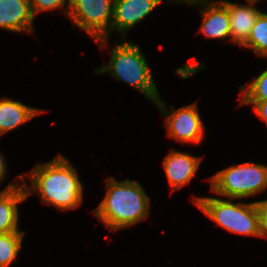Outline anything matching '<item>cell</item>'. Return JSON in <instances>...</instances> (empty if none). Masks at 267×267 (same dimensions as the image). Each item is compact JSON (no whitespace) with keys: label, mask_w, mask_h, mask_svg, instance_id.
<instances>
[{"label":"cell","mask_w":267,"mask_h":267,"mask_svg":"<svg viewBox=\"0 0 267 267\" xmlns=\"http://www.w3.org/2000/svg\"><path fill=\"white\" fill-rule=\"evenodd\" d=\"M28 177L31 187L26 185L23 175L17 177L24 183L27 198L36 191L43 204L53 205L60 211L76 209L83 202L82 182L64 156L58 155L50 162L35 165Z\"/></svg>","instance_id":"cell-1"},{"label":"cell","mask_w":267,"mask_h":267,"mask_svg":"<svg viewBox=\"0 0 267 267\" xmlns=\"http://www.w3.org/2000/svg\"><path fill=\"white\" fill-rule=\"evenodd\" d=\"M106 185V195L93 213L111 231L136 225L147 218L150 198L140 183L110 177Z\"/></svg>","instance_id":"cell-2"},{"label":"cell","mask_w":267,"mask_h":267,"mask_svg":"<svg viewBox=\"0 0 267 267\" xmlns=\"http://www.w3.org/2000/svg\"><path fill=\"white\" fill-rule=\"evenodd\" d=\"M107 65L97 68L96 73H107L137 89L153 103L161 97L154 84L148 62L137 44L130 41L117 43Z\"/></svg>","instance_id":"cell-3"},{"label":"cell","mask_w":267,"mask_h":267,"mask_svg":"<svg viewBox=\"0 0 267 267\" xmlns=\"http://www.w3.org/2000/svg\"><path fill=\"white\" fill-rule=\"evenodd\" d=\"M192 200L205 215L227 231L261 237L255 202L236 204L231 198L222 200L214 197H194Z\"/></svg>","instance_id":"cell-4"},{"label":"cell","mask_w":267,"mask_h":267,"mask_svg":"<svg viewBox=\"0 0 267 267\" xmlns=\"http://www.w3.org/2000/svg\"><path fill=\"white\" fill-rule=\"evenodd\" d=\"M211 191L231 199L254 196L267 188V166L246 162L222 169L209 178Z\"/></svg>","instance_id":"cell-5"},{"label":"cell","mask_w":267,"mask_h":267,"mask_svg":"<svg viewBox=\"0 0 267 267\" xmlns=\"http://www.w3.org/2000/svg\"><path fill=\"white\" fill-rule=\"evenodd\" d=\"M113 9L114 0H70L68 17L104 48L111 33Z\"/></svg>","instance_id":"cell-6"},{"label":"cell","mask_w":267,"mask_h":267,"mask_svg":"<svg viewBox=\"0 0 267 267\" xmlns=\"http://www.w3.org/2000/svg\"><path fill=\"white\" fill-rule=\"evenodd\" d=\"M156 106L165 118V128L169 137L179 142L198 144L204 138V125L200 118L197 102L183 106L178 110L171 106L170 111L166 109V102L161 97L156 101Z\"/></svg>","instance_id":"cell-7"},{"label":"cell","mask_w":267,"mask_h":267,"mask_svg":"<svg viewBox=\"0 0 267 267\" xmlns=\"http://www.w3.org/2000/svg\"><path fill=\"white\" fill-rule=\"evenodd\" d=\"M161 2L163 0H114L111 32L117 31L125 39L128 31L145 19Z\"/></svg>","instance_id":"cell-8"},{"label":"cell","mask_w":267,"mask_h":267,"mask_svg":"<svg viewBox=\"0 0 267 267\" xmlns=\"http://www.w3.org/2000/svg\"><path fill=\"white\" fill-rule=\"evenodd\" d=\"M201 157L178 150H171L163 160V167L172 191L187 185L196 174Z\"/></svg>","instance_id":"cell-9"},{"label":"cell","mask_w":267,"mask_h":267,"mask_svg":"<svg viewBox=\"0 0 267 267\" xmlns=\"http://www.w3.org/2000/svg\"><path fill=\"white\" fill-rule=\"evenodd\" d=\"M220 2L228 10L231 40L233 43L242 46L250 36L255 21L262 12L254 6L258 0H247L246 5L222 0Z\"/></svg>","instance_id":"cell-10"},{"label":"cell","mask_w":267,"mask_h":267,"mask_svg":"<svg viewBox=\"0 0 267 267\" xmlns=\"http://www.w3.org/2000/svg\"><path fill=\"white\" fill-rule=\"evenodd\" d=\"M193 5L201 7L202 23L198 32H202L209 39L229 38L231 40L228 10L220 1L200 2Z\"/></svg>","instance_id":"cell-11"},{"label":"cell","mask_w":267,"mask_h":267,"mask_svg":"<svg viewBox=\"0 0 267 267\" xmlns=\"http://www.w3.org/2000/svg\"><path fill=\"white\" fill-rule=\"evenodd\" d=\"M33 21L30 0H0V28L33 35Z\"/></svg>","instance_id":"cell-12"},{"label":"cell","mask_w":267,"mask_h":267,"mask_svg":"<svg viewBox=\"0 0 267 267\" xmlns=\"http://www.w3.org/2000/svg\"><path fill=\"white\" fill-rule=\"evenodd\" d=\"M27 198L24 185L10 182L0 192V234L16 232L18 228V204Z\"/></svg>","instance_id":"cell-13"},{"label":"cell","mask_w":267,"mask_h":267,"mask_svg":"<svg viewBox=\"0 0 267 267\" xmlns=\"http://www.w3.org/2000/svg\"><path fill=\"white\" fill-rule=\"evenodd\" d=\"M44 111L14 101L10 98L0 99V136L17 129L18 126L30 121Z\"/></svg>","instance_id":"cell-14"},{"label":"cell","mask_w":267,"mask_h":267,"mask_svg":"<svg viewBox=\"0 0 267 267\" xmlns=\"http://www.w3.org/2000/svg\"><path fill=\"white\" fill-rule=\"evenodd\" d=\"M254 50L255 54L267 58V13L257 17L247 41L241 46Z\"/></svg>","instance_id":"cell-15"},{"label":"cell","mask_w":267,"mask_h":267,"mask_svg":"<svg viewBox=\"0 0 267 267\" xmlns=\"http://www.w3.org/2000/svg\"><path fill=\"white\" fill-rule=\"evenodd\" d=\"M24 231L0 234V267H8L18 256Z\"/></svg>","instance_id":"cell-16"},{"label":"cell","mask_w":267,"mask_h":267,"mask_svg":"<svg viewBox=\"0 0 267 267\" xmlns=\"http://www.w3.org/2000/svg\"><path fill=\"white\" fill-rule=\"evenodd\" d=\"M244 86L239 87L241 101H266L267 100V70H263L255 80L249 83L247 90Z\"/></svg>","instance_id":"cell-17"},{"label":"cell","mask_w":267,"mask_h":267,"mask_svg":"<svg viewBox=\"0 0 267 267\" xmlns=\"http://www.w3.org/2000/svg\"><path fill=\"white\" fill-rule=\"evenodd\" d=\"M31 10L35 16L39 12L52 11L56 8H64V5H67L65 8L64 15L68 16L70 0H30Z\"/></svg>","instance_id":"cell-18"},{"label":"cell","mask_w":267,"mask_h":267,"mask_svg":"<svg viewBox=\"0 0 267 267\" xmlns=\"http://www.w3.org/2000/svg\"><path fill=\"white\" fill-rule=\"evenodd\" d=\"M258 210L259 233L267 238V200L255 201Z\"/></svg>","instance_id":"cell-19"},{"label":"cell","mask_w":267,"mask_h":267,"mask_svg":"<svg viewBox=\"0 0 267 267\" xmlns=\"http://www.w3.org/2000/svg\"><path fill=\"white\" fill-rule=\"evenodd\" d=\"M253 105V110L256 115L260 117L267 125V100L266 101H241L240 106L242 105Z\"/></svg>","instance_id":"cell-20"},{"label":"cell","mask_w":267,"mask_h":267,"mask_svg":"<svg viewBox=\"0 0 267 267\" xmlns=\"http://www.w3.org/2000/svg\"><path fill=\"white\" fill-rule=\"evenodd\" d=\"M6 170H7V166H6V162H5V158L3 157V154L0 153V184L3 182V178H5L6 175Z\"/></svg>","instance_id":"cell-21"},{"label":"cell","mask_w":267,"mask_h":267,"mask_svg":"<svg viewBox=\"0 0 267 267\" xmlns=\"http://www.w3.org/2000/svg\"><path fill=\"white\" fill-rule=\"evenodd\" d=\"M179 2V3H189L191 5L196 4V3H200V2H212V0H168L167 2Z\"/></svg>","instance_id":"cell-22"}]
</instances>
